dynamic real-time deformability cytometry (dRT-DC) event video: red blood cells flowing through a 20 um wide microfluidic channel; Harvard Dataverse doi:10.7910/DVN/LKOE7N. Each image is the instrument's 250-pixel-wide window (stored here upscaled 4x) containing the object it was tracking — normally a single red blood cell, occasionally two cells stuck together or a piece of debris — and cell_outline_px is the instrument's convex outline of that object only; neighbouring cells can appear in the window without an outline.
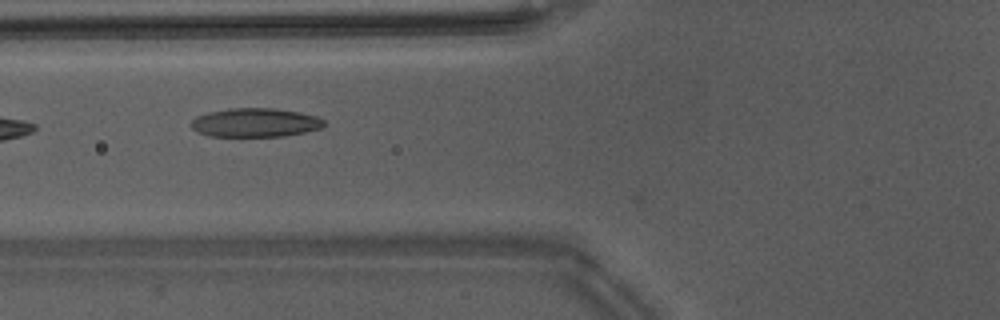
{"species": "Egyptian fruit bat (a non-hibernating species)", "species_latin": "Rousettus aegyptiacus", "temperature_condition": "warm", "stored_images_in_passage": 32, "camera_frame_rate_fps": 3000, "um_per_image_px": 0.085, "animal": {"sex": "male"}, "frame": {"image": 1, "passage_image": 3, "time_ms": 0.667, "image_size_px": [1000, 320], "cell_outline_px": [[324, 128], [284, 136], [208, 136], [196, 132], [188, 124], [196, 116], [208, 112], [228, 108], [276, 108], [300, 112], [316, 116], [324, 120]], "centroid_in_image_um": [21.67, 10.42], "position_along_channel_um": 104.1, "area_um2": 22.6}}
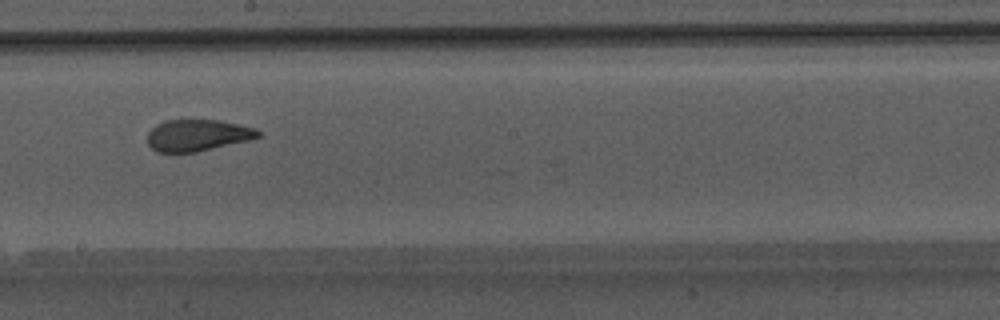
{"frame": {"image": 2, "passage_image": 12, "time_ms": 3.667, "image_size_px": [1000, 320], "cell_outline_px": [[260, 136], [248, 140], [196, 152], [156, 152], [148, 144], [148, 132], [156, 124], [164, 120], [220, 120], [240, 124], [256, 128], [260, 132]], "centroid_in_image_um": [16.78, 11.49], "position_along_channel_um": 231.4, "area_um2": 20.35}}
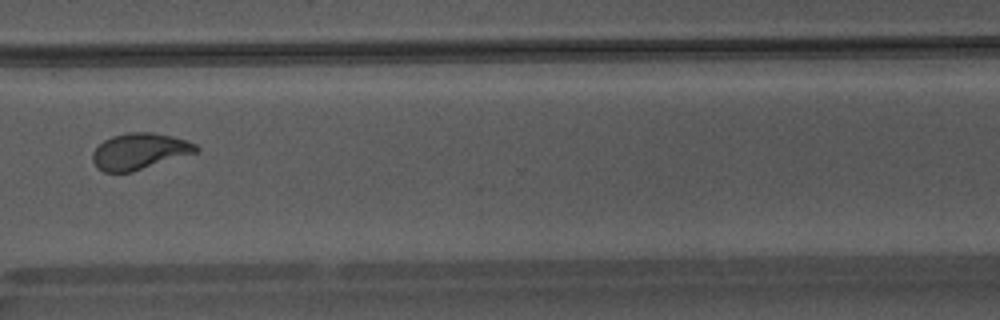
{"frame": {"image": 3, "passage_image": 21, "time_ms": 6.667, "image_size_px": [1000, 320], "cell_outline_px": [[200, 152], [132, 172], [104, 172], [96, 168], [92, 160], [92, 152], [104, 140], [112, 136], [128, 132], [152, 132], [172, 136], [196, 144], [200, 148]], "centroid_in_image_um": [11.87, 12.87], "position_along_channel_um": 358.7, "area_um2": 22.08}, "authors_computed_cell_mechanics": {"area_um2": 21.3571, "velocity_mm_per_s": 4.2347, "shape_relaxation_time_tau1_ms": 4.7489, "shape_relaxation_time_tau2_ms": 0.9027, "deformation_change_tau1": 0.1755, "deformation_change_tau2": 0.0656}}